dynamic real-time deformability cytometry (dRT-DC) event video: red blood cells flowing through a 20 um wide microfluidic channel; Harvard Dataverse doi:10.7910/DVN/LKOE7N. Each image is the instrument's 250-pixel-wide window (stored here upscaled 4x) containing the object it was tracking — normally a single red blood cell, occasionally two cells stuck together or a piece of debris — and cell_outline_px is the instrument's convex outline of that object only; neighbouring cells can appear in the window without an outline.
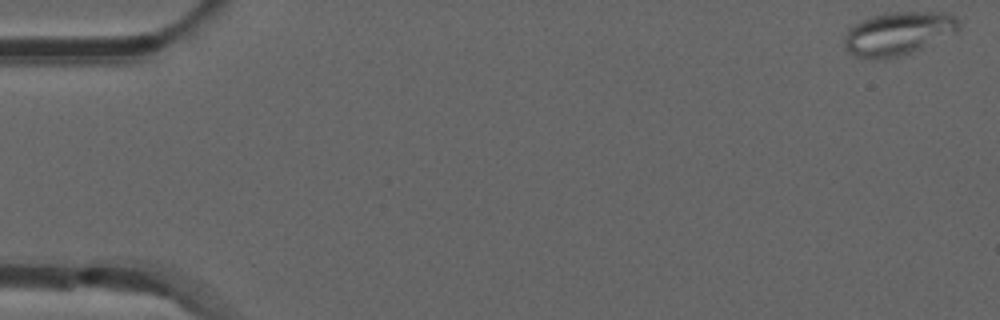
{"species": "common noctule bat (a hibernating species)", "species_latin": "Nyctalus noctula", "temperature_condition": "room temperature", "stored_images_in_passage": 53, "camera_frame_rate_fps": 3000, "um_per_image_px": 0.085, "animal": {"sex": "male", "forearm_length_mm": 52.5}, "frame": {"image": 1, "passage_image": 1, "time_ms": 0.0, "image_size_px": [1000, 320], "cell_outline_px": [[960, 28], [956, 32], [920, 48], [896, 56], [880, 60], [876, 60], [856, 56], [848, 52], [844, 48], [844, 36], [848, 28], [852, 24], [872, 16], [892, 12], [944, 12], [956, 16], [960, 24]], "centroid_in_image_um": [76.3, 2.83], "position_along_channel_um": 8.7, "area_um2": 28.78}}
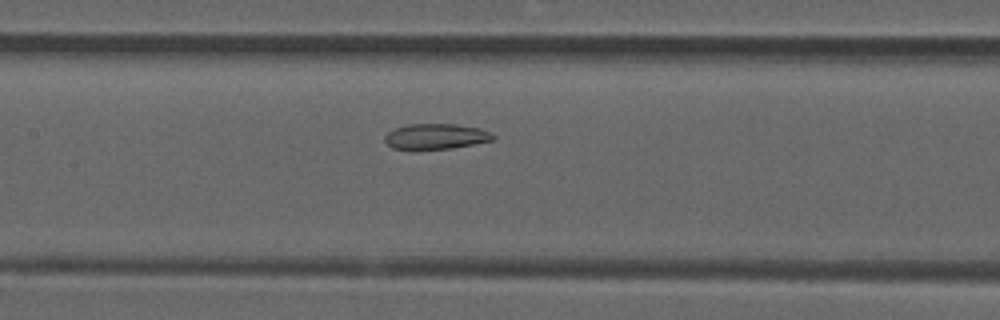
{"frame": {"image": 2, "passage_image": 25, "time_ms": 8.0, "image_size_px": [1000, 320], "cell_outline_px": [[496, 136], [492, 140], [452, 148], [412, 152], [392, 148], [384, 140], [384, 136], [388, 132], [396, 128], [408, 124], [456, 124], [480, 128], [492, 132]], "centroid_in_image_um": [37.0, 11.63], "position_along_channel_um": 170.4, "area_um2": 16.65}}
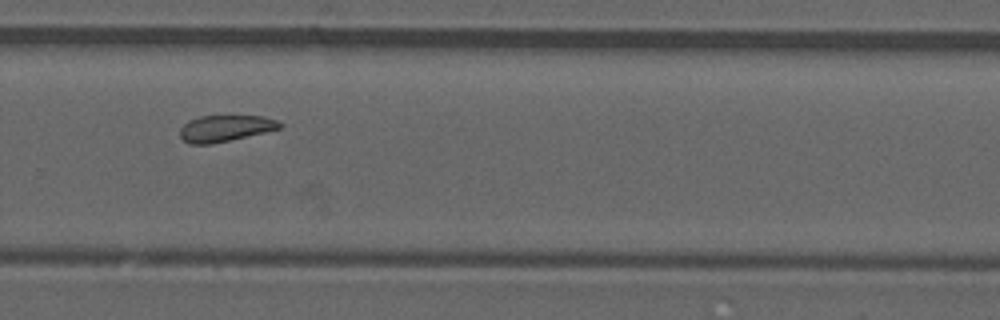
{"frame": {"image": 3, "passage_image": 36, "time_ms": 11.667, "image_size_px": [1000, 320], "cell_outline_px": [[284, 124], [280, 128], [264, 132], [212, 144], [188, 144], [180, 136], [180, 128], [188, 120], [200, 116], [264, 116], [276, 120]], "centroid_in_image_um": [19.12, 10.9], "position_along_channel_um": 310.7, "area_um2": 15.26}, "authors_computed_cell_mechanics": {"area_um2": 17.1666, "velocity_mm_per_s": 3.8398, "shape_relaxation_time_tau1_ms": null, "shape_relaxation_time_tau2_ms": 3.7614, "deformation_change_tau1": null, "deformation_change_tau2": 0.0872}}